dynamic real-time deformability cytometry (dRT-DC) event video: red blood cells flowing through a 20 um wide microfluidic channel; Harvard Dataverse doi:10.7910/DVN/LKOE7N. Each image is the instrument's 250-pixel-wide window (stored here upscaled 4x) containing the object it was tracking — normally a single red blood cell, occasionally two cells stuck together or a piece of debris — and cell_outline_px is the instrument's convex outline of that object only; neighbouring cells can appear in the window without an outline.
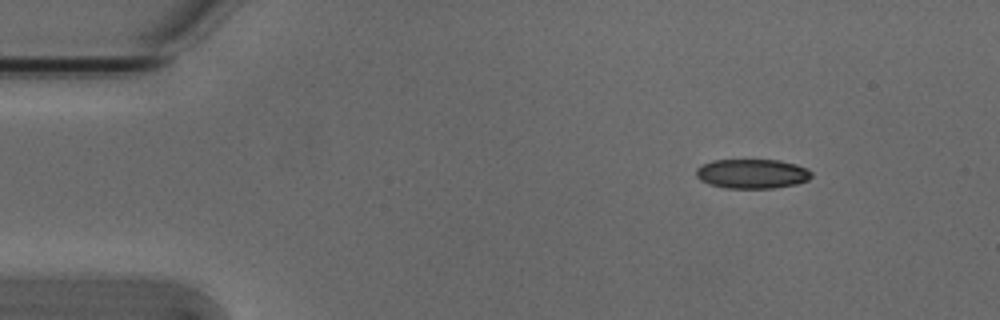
{"species": "Egyptian fruit bat (a non-hibernating species)", "species_latin": "Rousettus aegyptiacus", "temperature_condition": "cold", "stored_images_in_passage": 6, "camera_frame_rate_fps": 3000, "um_per_image_px": 0.085, "animal": {"sex": "male"}, "frame": {"image": 1, "passage_image": 1, "time_ms": 0.0, "image_size_px": [1000, 320], "cell_outline_px": [[812, 176], [808, 180], [796, 184], [776, 188], [724, 188], [708, 184], [700, 180], [696, 176], [696, 168], [700, 164], [712, 160], [780, 160], [796, 164], [812, 172]], "centroid_in_image_um": [63.89, 14.77], "position_along_channel_um": 21.1, "area_um2": 20.0}}
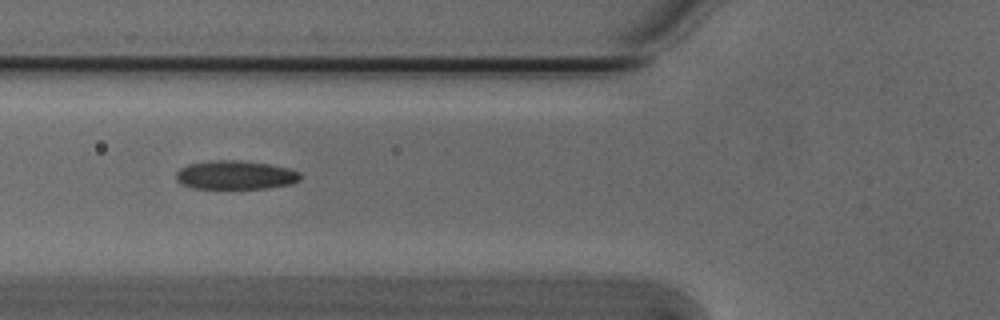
{"frame": {"image": 2, "passage_image": 4, "time_ms": 1.0, "image_size_px": [1000, 320], "cell_outline_px": [[300, 180], [292, 184], [268, 188], [192, 188], [180, 184], [176, 180], [176, 172], [180, 168], [188, 164], [216, 160], [240, 160], [268, 164], [288, 168], [300, 172]], "centroid_in_image_um": [20.0, 14.88], "position_along_channel_um": 105.8, "area_um2": 20.87}}
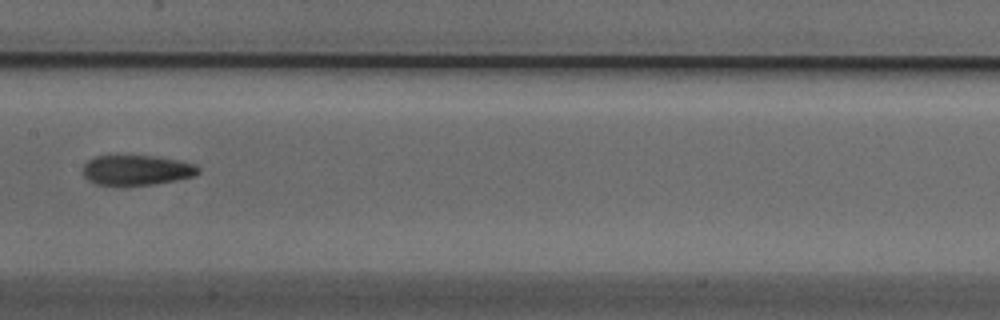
{"frame": {"image": 3, "passage_image": 6, "time_ms": 1.667, "image_size_px": [1000, 320], "cell_outline_px": [[200, 172], [196, 176], [156, 184], [96, 184], [88, 180], [84, 176], [84, 164], [88, 160], [96, 156], [156, 156], [196, 164], [200, 168]], "centroid_in_image_um": [11.67, 14.45], "position_along_channel_um": 195.7, "area_um2": 20.0}}